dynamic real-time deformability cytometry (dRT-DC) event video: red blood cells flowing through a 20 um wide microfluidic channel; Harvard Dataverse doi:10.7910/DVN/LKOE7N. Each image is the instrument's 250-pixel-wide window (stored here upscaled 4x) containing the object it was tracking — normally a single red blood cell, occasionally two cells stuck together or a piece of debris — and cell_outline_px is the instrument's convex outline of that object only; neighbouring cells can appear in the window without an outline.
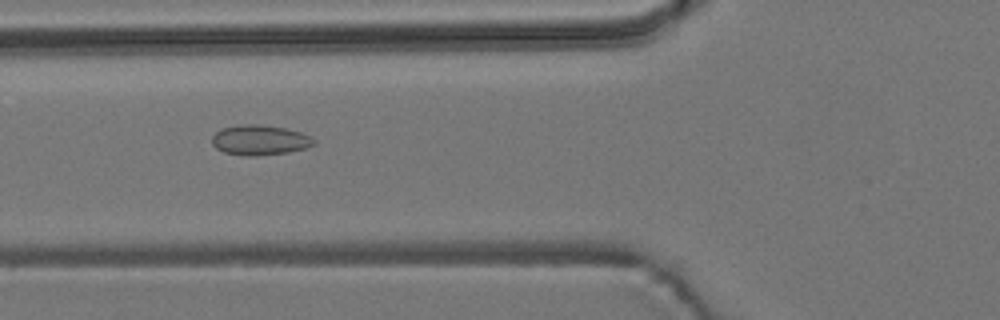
{"species": "common noctule bat (a hibernating species)", "species_latin": "Nyctalus noctula", "temperature_condition": "room temperature", "stored_images_in_passage": 5, "camera_frame_rate_fps": 3000, "um_per_image_px": 0.085, "animal": {"sex": "male", "body_mass_g": 19.2, "forearm_length_mm": 51.8}, "frame": {"image": 1, "passage_image": 4, "time_ms": 3.333, "image_size_px": [1000, 320], "cell_outline_px": [[316, 144], [304, 148], [288, 152], [256, 156], [248, 156], [224, 152], [216, 148], [212, 144], [212, 136], [220, 128], [244, 124], [260, 124], [284, 128], [300, 132], [312, 136], [316, 140]], "centroid_in_image_um": [22.09, 11.9], "position_along_channel_um": 103.7, "area_um2": 17.92}}
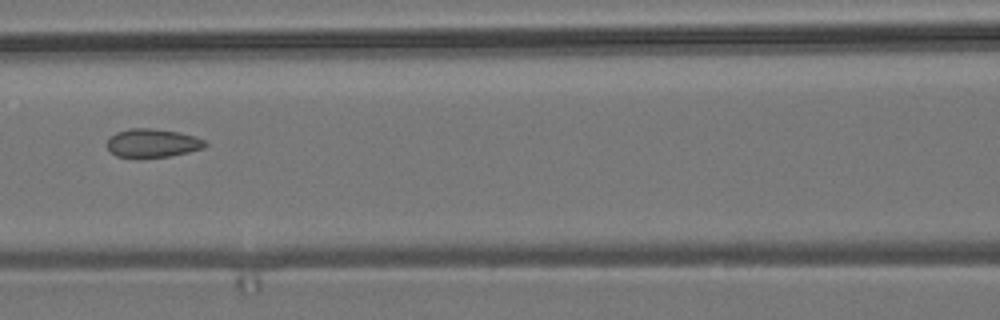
{"frame": {"image": 2, "passage_image": 5, "time_ms": 4.667, "image_size_px": [1000, 320], "cell_outline_px": [[208, 144], [204, 148], [188, 152], [168, 156], [116, 156], [108, 148], [108, 140], [116, 132], [128, 128], [152, 128], [176, 132], [196, 136], [204, 140]], "centroid_in_image_um": [13.0, 12.13], "position_along_channel_um": 153.6, "area_um2": 15.9}}